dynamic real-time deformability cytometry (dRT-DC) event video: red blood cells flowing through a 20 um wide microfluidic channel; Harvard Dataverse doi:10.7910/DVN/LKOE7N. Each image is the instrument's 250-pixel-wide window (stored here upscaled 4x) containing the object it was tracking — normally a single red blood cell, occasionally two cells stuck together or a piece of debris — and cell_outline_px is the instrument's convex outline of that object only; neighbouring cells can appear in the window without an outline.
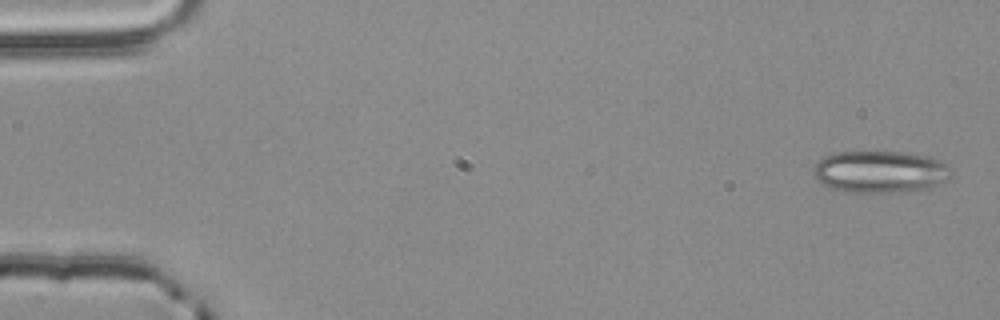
{"species": "common noctule bat (a hibernating species)", "species_latin": "Nyctalus noctula", "temperature_condition": "room temperature", "stored_images_in_passage": 5, "segment_of_instrument_passage": [1, 2], "camera_frame_rate_fps": 3000, "um_per_image_px": 0.085, "animal": {"sex": "male", "body_mass_g": 20.4}, "frame": {"image": 1, "passage_image": 1, "time_ms": 0.0, "image_size_px": [1000, 320], "cell_outline_px": [[948, 168], [944, 180], [928, 188], [904, 192], [844, 192], [828, 188], [820, 184], [812, 172], [812, 168], [824, 156], [832, 152], [904, 152], [928, 156], [944, 164]], "centroid_in_image_um": [74.67, 14.6], "position_along_channel_um": 10.3, "area_um2": 33.47}}
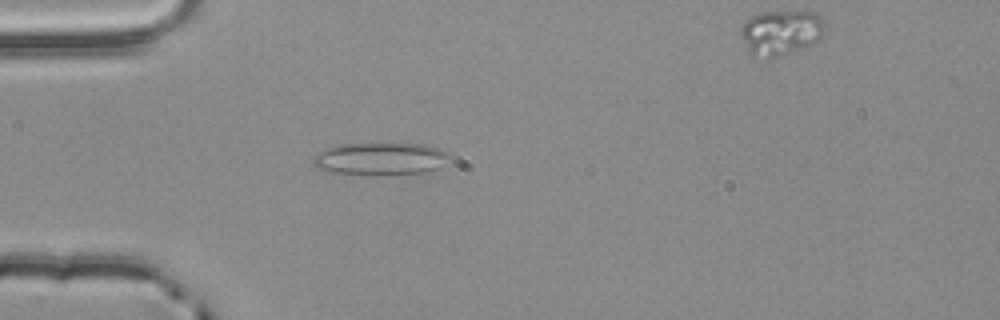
{"frame": {"image": 2, "passage_image": 4, "time_ms": 1.0, "image_size_px": [1000, 320], "cell_outline_px": [[452, 156], [440, 168], [420, 172], [384, 176], [376, 176], [328, 172], [312, 164], [312, 160], [320, 152], [328, 148], [340, 144], [424, 144], [448, 152]], "centroid_in_image_um": [32.36, 13.52], "position_along_channel_um": 52.6, "area_um2": 25.95}}